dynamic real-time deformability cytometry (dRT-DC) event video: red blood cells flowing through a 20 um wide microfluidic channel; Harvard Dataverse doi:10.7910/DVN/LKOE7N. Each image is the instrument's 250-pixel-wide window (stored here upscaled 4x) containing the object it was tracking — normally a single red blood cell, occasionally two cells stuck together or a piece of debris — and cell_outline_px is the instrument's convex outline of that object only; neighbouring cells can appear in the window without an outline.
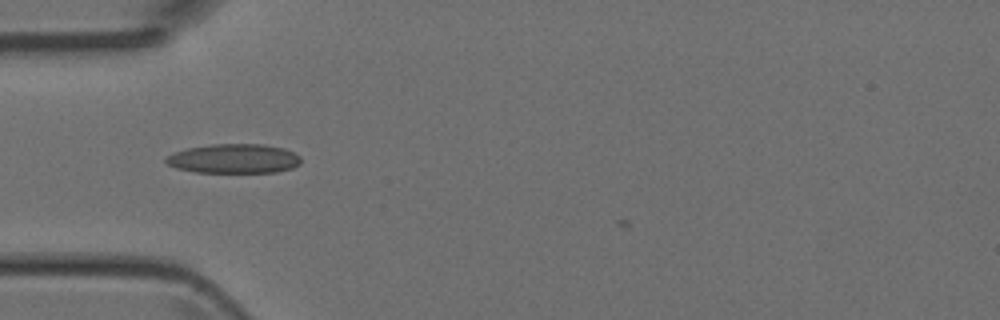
{"species": "Egyptian fruit bat (a non-hibernating species)", "species_latin": "Rousettus aegyptiacus", "temperature_condition": "room temperature", "stored_images_in_passage": 4, "camera_frame_rate_fps": 3000, "um_per_image_px": 0.085, "animal": {"sex": "female"}, "frame": {"image": 1, "passage_image": 1, "time_ms": 0.0, "image_size_px": [1000, 320], "cell_outline_px": [[300, 164], [292, 168], [276, 172], [196, 172], [176, 168], [168, 164], [164, 160], [172, 152], [188, 148], [212, 144], [264, 144], [284, 148], [300, 156]], "centroid_in_image_um": [19.88, 13.48], "position_along_channel_um": 65.1, "area_um2": 23.06}}